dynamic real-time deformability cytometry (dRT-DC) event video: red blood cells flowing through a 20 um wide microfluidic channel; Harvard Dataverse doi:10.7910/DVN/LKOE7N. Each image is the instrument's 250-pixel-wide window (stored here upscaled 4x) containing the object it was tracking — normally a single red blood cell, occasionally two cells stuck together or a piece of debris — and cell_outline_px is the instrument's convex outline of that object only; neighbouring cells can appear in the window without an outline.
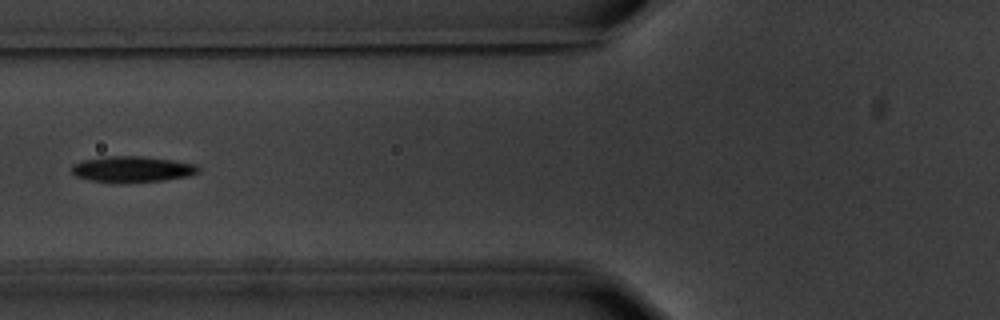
{"species": "common noctule bat (a hibernating species)", "species_latin": "Nyctalus noctula", "temperature_condition": "warm", "stored_images_in_passage": 9, "camera_frame_rate_fps": 3000, "um_per_image_px": 0.085, "animal": {"sex": "male", "body_mass_g": 20.1, "forearm_length_mm": 53.5}, "frame": {"image": 1, "passage_image": 6, "time_ms": 5.667, "image_size_px": [1000, 320], "cell_outline_px": [[200, 172], [188, 176], [164, 180], [120, 184], [116, 184], [88, 180], [76, 176], [72, 172], [72, 168], [76, 164], [84, 160], [104, 156], [144, 156], [172, 160], [196, 164], [200, 168]], "centroid_in_image_um": [11.26, 14.4], "position_along_channel_um": 114.5, "area_um2": 19.48}}